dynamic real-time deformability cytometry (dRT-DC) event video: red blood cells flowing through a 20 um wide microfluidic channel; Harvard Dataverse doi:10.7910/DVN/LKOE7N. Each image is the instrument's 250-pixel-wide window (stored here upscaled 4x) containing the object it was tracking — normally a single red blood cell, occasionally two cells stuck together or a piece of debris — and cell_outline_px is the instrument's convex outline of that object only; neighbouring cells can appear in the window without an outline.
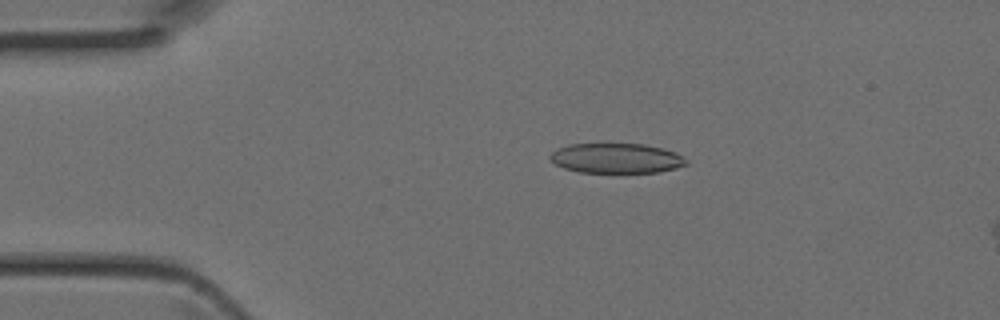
{"species": "Egyptian fruit bat (a non-hibernating species)", "species_latin": "Rousettus aegyptiacus", "temperature_condition": "room temperature", "stored_images_in_passage": 44, "camera_frame_rate_fps": 3000, "um_per_image_px": 0.085, "animal": {"sex": "female"}, "frame": {"image": 1, "passage_image": 9, "time_ms": 2.667, "image_size_px": [1000, 320], "cell_outline_px": [[688, 164], [676, 168], [660, 172], [580, 172], [564, 168], [556, 164], [548, 156], [556, 148], [568, 144], [644, 144], [676, 152]], "centroid_in_image_um": [52.35, 13.45], "position_along_channel_um": 32.7, "area_um2": 23.52}}
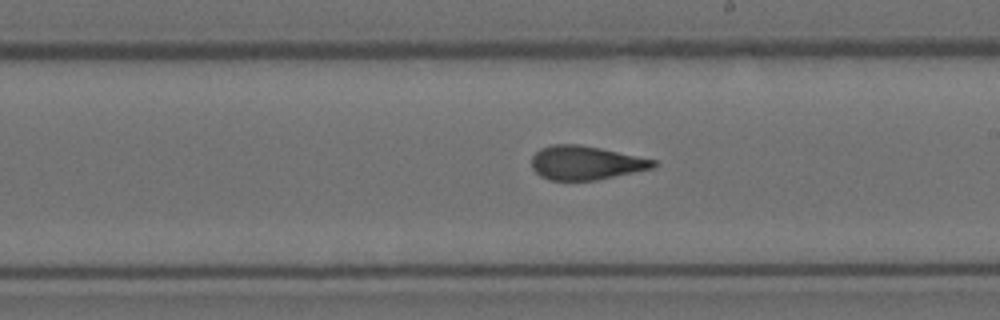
{"frame": {"image": 2, "passage_image": 25, "time_ms": 8.0, "image_size_px": [1000, 320], "cell_outline_px": [[660, 164], [656, 168], [596, 180], [548, 180], [540, 176], [532, 168], [532, 156], [540, 148], [552, 144], [580, 144], [600, 148], [656, 160]], "centroid_in_image_um": [49.81, 13.84], "position_along_channel_um": 239.2, "area_um2": 24.22}}
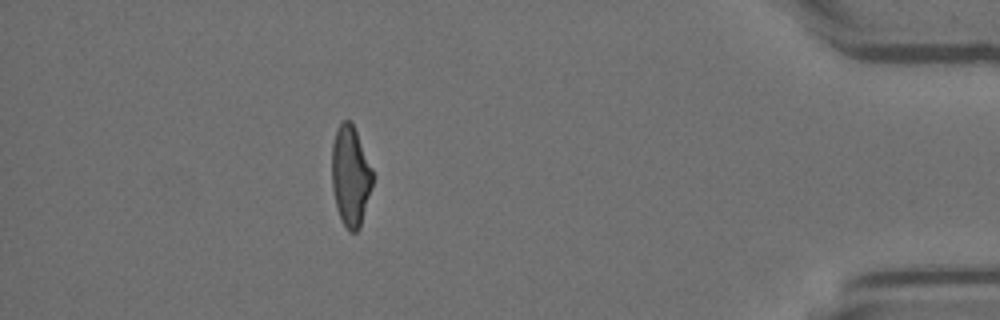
{"frame": {"image": 3, "passage_image": 39, "time_ms": 12.667, "image_size_px": [1000, 320], "cell_outline_px": [[372, 184], [360, 228], [356, 232], [348, 232], [336, 208], [332, 188], [332, 144], [336, 132], [340, 124], [344, 120], [348, 120], [352, 124], [356, 132], [372, 168]], "centroid_in_image_um": [29.78, 14.99], "position_along_channel_um": 405.4, "area_um2": 23.47}}